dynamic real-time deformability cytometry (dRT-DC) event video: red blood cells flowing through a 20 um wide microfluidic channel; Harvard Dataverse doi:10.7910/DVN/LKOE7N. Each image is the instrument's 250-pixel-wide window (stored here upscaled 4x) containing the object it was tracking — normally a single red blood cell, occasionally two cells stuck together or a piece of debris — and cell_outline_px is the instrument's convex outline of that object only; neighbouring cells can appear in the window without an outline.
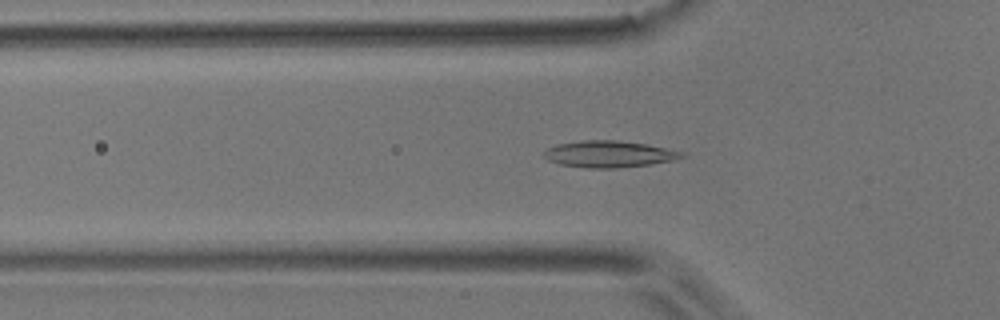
{"species": "common noctule bat (a hibernating species)", "species_latin": "Nyctalus noctula", "temperature_condition": "room temperature", "stored_images_in_passage": 35, "camera_frame_rate_fps": 3000, "um_per_image_px": 0.085, "animal": {"sex": "male", "body_mass_g": 17.9}, "frame": {"image": 1, "passage_image": 16, "time_ms": 5.0, "image_size_px": [1000, 320], "cell_outline_px": [[684, 156], [672, 160], [648, 164], [616, 168], [588, 168], [560, 164], [548, 160], [544, 156], [544, 152], [548, 148], [556, 144], [580, 140], [616, 140], [644, 144], [684, 152]], "centroid_in_image_um": [51.71, 13.09], "position_along_channel_um": 74.1, "area_um2": 21.04}}
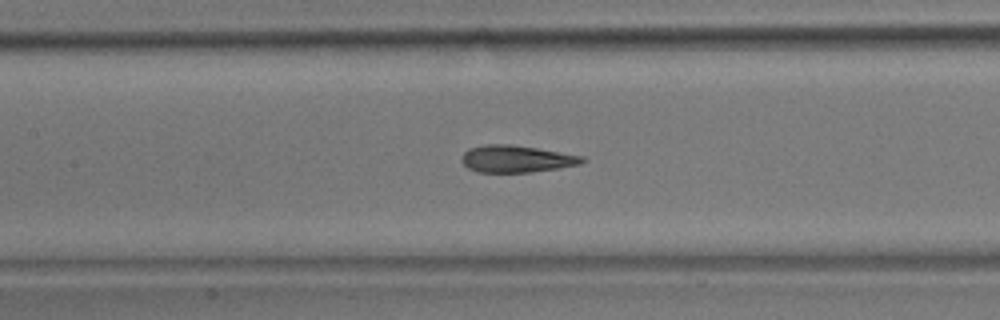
{"frame": {"image": 2, "passage_image": 23, "time_ms": 7.333, "image_size_px": [1000, 320], "cell_outline_px": [[588, 160], [580, 164], [532, 172], [476, 172], [468, 168], [460, 160], [464, 152], [468, 148], [484, 144], [508, 144], [536, 148], [584, 156]], "centroid_in_image_um": [43.87, 13.5], "position_along_channel_um": 163.5, "area_um2": 19.02}}
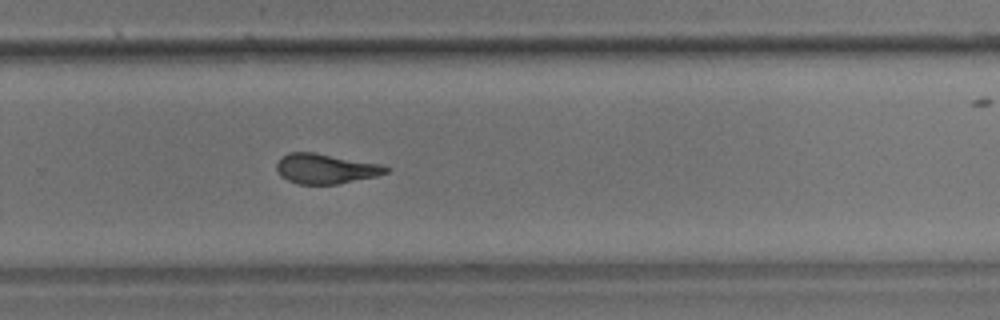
{"frame": {"image": 3, "passage_image": 34, "time_ms": 11.0, "image_size_px": [1000, 320], "cell_outline_px": [[392, 168], [388, 172], [376, 176], [336, 184], [296, 184], [280, 176], [276, 168], [276, 164], [280, 156], [288, 152], [316, 152], [384, 164]], "centroid_in_image_um": [27.69, 14.32], "position_along_channel_um": 302.1, "area_um2": 19.48}}